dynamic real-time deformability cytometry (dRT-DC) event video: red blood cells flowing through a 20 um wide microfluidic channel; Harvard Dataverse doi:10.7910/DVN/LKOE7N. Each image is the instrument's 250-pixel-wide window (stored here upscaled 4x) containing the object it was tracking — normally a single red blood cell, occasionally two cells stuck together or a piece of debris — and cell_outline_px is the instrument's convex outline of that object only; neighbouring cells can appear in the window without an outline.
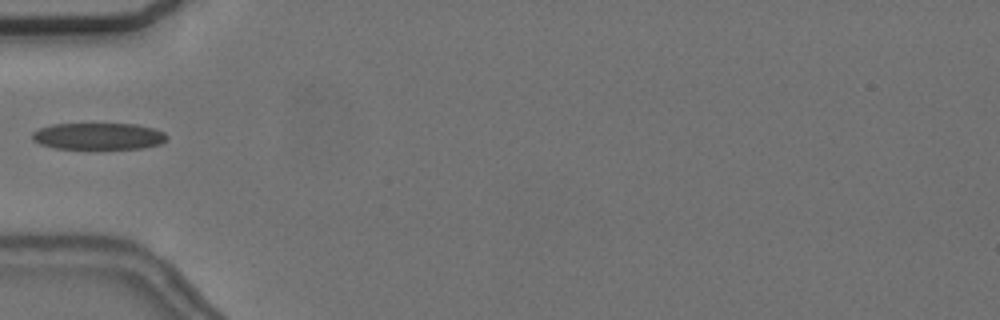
{"species": "common noctule bat (a hibernating species)", "species_latin": "Nyctalus noctula", "temperature_condition": "cold", "stored_images_in_passage": 4, "camera_frame_rate_fps": 3000, "um_per_image_px": 0.085, "animal": {"sex": "female", "body_mass_g": 24.6, "forearm_length_mm": 56.2}, "frame": {"image": 1, "passage_image": 4, "time_ms": 4.333, "image_size_px": [1000, 320], "cell_outline_px": [[168, 136], [160, 144], [144, 148], [56, 148], [40, 144], [32, 140], [32, 132], [40, 128], [52, 124], [136, 124], [152, 128], [164, 132]], "centroid_in_image_um": [8.35, 11.57], "position_along_channel_um": 76.6, "area_um2": 20.75}}